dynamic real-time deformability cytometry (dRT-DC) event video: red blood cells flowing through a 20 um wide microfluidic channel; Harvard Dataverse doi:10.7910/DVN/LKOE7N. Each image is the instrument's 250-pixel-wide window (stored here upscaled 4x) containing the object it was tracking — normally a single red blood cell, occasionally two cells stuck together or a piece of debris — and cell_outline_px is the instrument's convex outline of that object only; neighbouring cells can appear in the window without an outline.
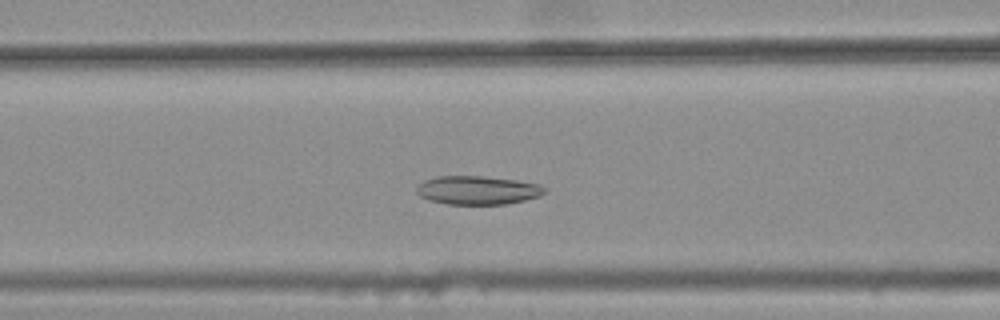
{"species": "common noctule bat (a hibernating species)", "species_latin": "Nyctalus noctula", "temperature_condition": "warm", "stored_images_in_passage": 40, "camera_frame_rate_fps": 3000, "um_per_image_px": 0.085, "animal": {"sex": "female", "body_mass_g": 25.1}, "frame": {"image": 1, "passage_image": 18, "time_ms": 5.667, "image_size_px": [1000, 320], "cell_outline_px": [[548, 188], [540, 196], [524, 200], [504, 204], [448, 204], [428, 200], [420, 196], [416, 192], [416, 188], [424, 180], [440, 176], [480, 176], [516, 180], [540, 184]], "centroid_in_image_um": [40.6, 16.17], "position_along_channel_um": 126.0, "area_um2": 21.27}}
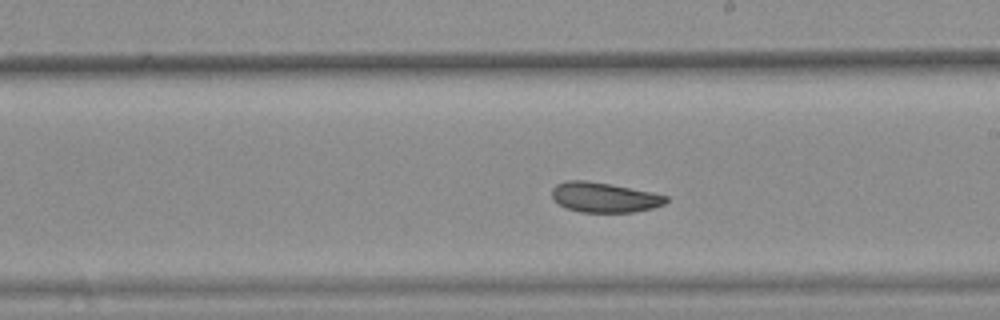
{"frame": {"image": 2, "passage_image": 27, "time_ms": 8.667, "image_size_px": [1000, 320], "cell_outline_px": [[668, 200], [664, 204], [652, 208], [632, 212], [580, 212], [564, 208], [552, 196], [552, 188], [556, 184], [564, 180], [584, 180], [612, 184], [652, 192], [668, 196]], "centroid_in_image_um": [51.35, 16.77], "position_along_channel_um": 237.7, "area_um2": 20.0}}
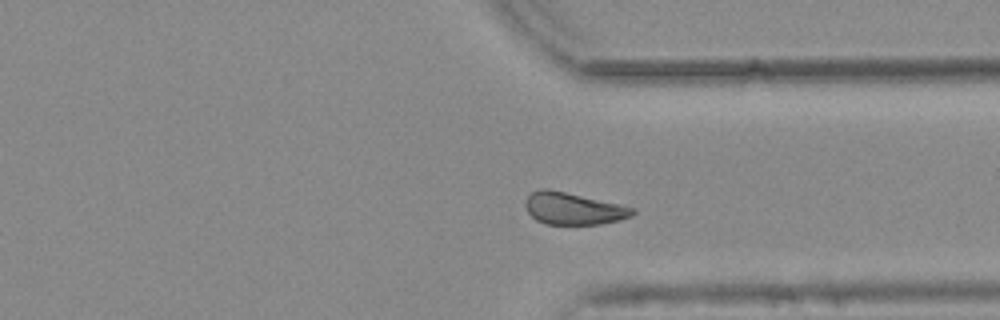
{"frame": {"image": 3, "passage_image": 37, "time_ms": 12.0, "image_size_px": [1000, 320], "cell_outline_px": [[636, 212], [632, 216], [620, 220], [600, 224], [548, 224], [536, 220], [528, 212], [524, 204], [528, 196], [532, 192], [540, 188], [548, 188], [636, 208]], "centroid_in_image_um": [48.74, 17.73], "position_along_channel_um": 362.7, "area_um2": 19.94}, "authors_computed_cell_mechanics": {"area_um2": 20.808, "velocity_mm_per_s": 3.7357, "shape_relaxation_time_tau1_ms": null, "shape_relaxation_time_tau2_ms": 5.4268, "deformation_change_tau1": null, "deformation_change_tau2": 0.1116}}